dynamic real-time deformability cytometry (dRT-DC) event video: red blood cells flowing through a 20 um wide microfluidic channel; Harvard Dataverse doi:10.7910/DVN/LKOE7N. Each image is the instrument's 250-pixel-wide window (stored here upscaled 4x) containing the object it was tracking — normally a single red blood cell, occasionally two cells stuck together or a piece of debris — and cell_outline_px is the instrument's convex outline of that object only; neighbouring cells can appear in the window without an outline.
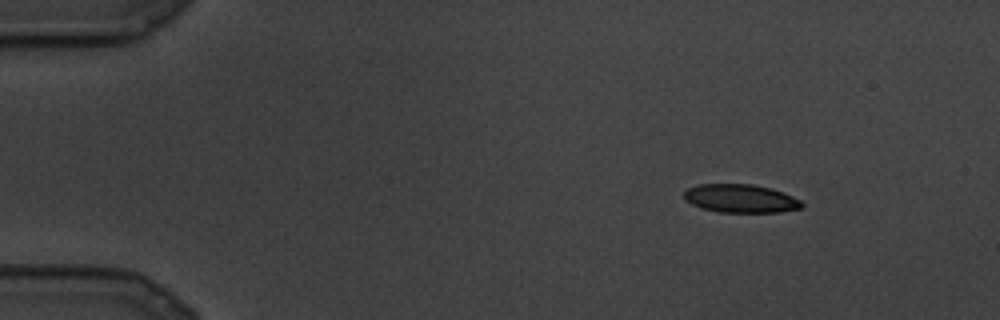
{"species": "common noctule bat (a hibernating species)", "species_latin": "Nyctalus noctula", "temperature_condition": "cold", "stored_images_in_passage": 14, "camera_frame_rate_fps": 3000, "um_per_image_px": 0.085, "animal": {"sex": "male", "body_mass_g": 19.5, "forearm_length_mm": 54.6}, "frame": {"image": 1, "passage_image": 1, "time_ms": 0.0, "image_size_px": [1000, 320], "cell_outline_px": [[804, 208], [780, 212], [716, 212], [700, 208], [684, 200], [684, 192], [688, 188], [700, 184], [752, 184], [784, 192], [800, 200], [804, 204]], "centroid_in_image_um": [62.95, 16.88], "position_along_channel_um": 22.0, "area_um2": 19.59}}
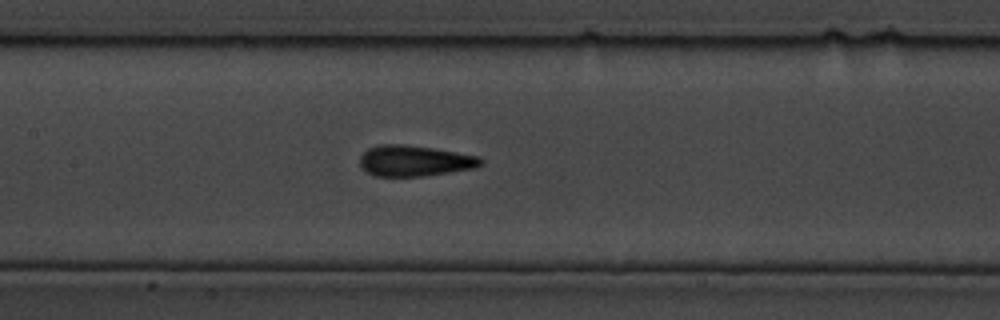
{"frame": {"image": 2, "passage_image": 10, "time_ms": 3.0, "image_size_px": [1000, 320], "cell_outline_px": [[484, 164], [476, 168], [424, 176], [376, 176], [360, 168], [360, 156], [368, 148], [380, 144], [404, 144], [432, 148], [480, 156], [484, 160]], "centroid_in_image_um": [35.26, 13.67], "position_along_channel_um": 172.1, "area_um2": 21.91}}
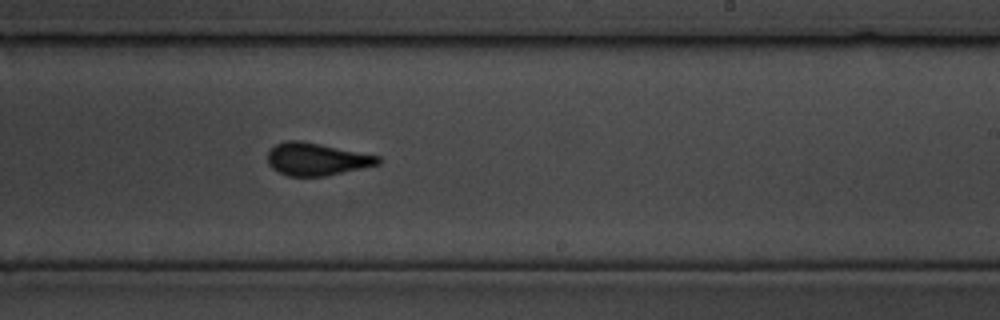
{"frame": {"image": 3, "passage_image": 14, "time_ms": 4.333, "image_size_px": [1000, 320], "cell_outline_px": [[380, 164], [324, 176], [288, 176], [272, 168], [268, 164], [268, 152], [276, 144], [288, 140], [300, 140], [380, 156]], "centroid_in_image_um": [26.89, 13.52], "position_along_channel_um": 262.1, "area_um2": 20.69}}